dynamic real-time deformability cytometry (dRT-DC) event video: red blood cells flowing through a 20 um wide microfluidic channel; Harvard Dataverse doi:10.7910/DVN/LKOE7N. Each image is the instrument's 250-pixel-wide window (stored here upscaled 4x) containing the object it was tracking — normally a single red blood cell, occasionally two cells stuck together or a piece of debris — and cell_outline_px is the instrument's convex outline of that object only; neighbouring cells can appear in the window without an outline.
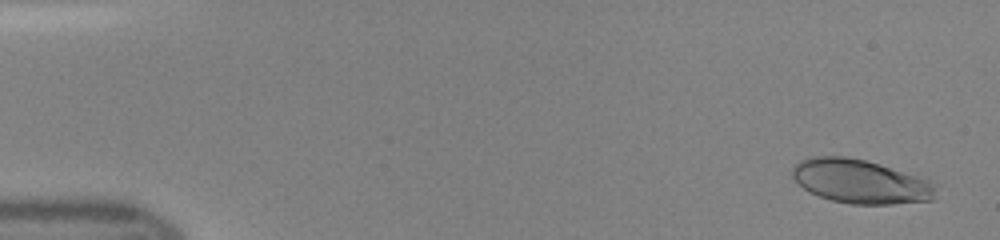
{"species": "human", "species_latin": "Homo sapiens", "temperature_condition": "room temperature", "stored_images_in_passage": 39, "camera_frame_rate_fps": 3000, "um_per_image_px": 0.085, "donor": {"sex": "female"}, "frame": {"image": 1, "passage_image": 2, "time_ms": 0.333, "image_size_px": [1000, 240], "cell_outline_px": [[932, 200], [892, 204], [852, 204], [832, 200], [820, 196], [804, 188], [792, 176], [792, 168], [800, 160], [816, 156], [844, 156], [864, 160], [916, 176], [928, 180], [932, 188]], "centroid_in_image_um": [73.06, 15.42], "position_along_channel_um": 11.9, "area_um2": 35.66}}
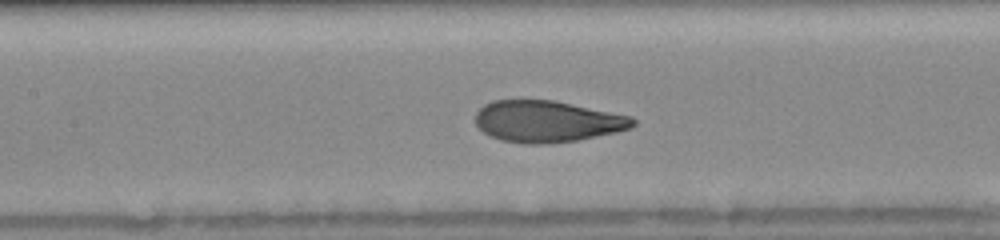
{"frame": {"image": 2, "passage_image": 22, "time_ms": 7.0, "image_size_px": [1000, 240], "cell_outline_px": [[636, 124], [632, 128], [616, 132], [576, 140], [548, 144], [528, 144], [500, 140], [484, 132], [476, 124], [476, 112], [484, 104], [492, 100], [556, 100], [632, 116], [636, 120]], "centroid_in_image_um": [46.54, 10.31], "position_along_channel_um": 160.9, "area_um2": 38.26}}
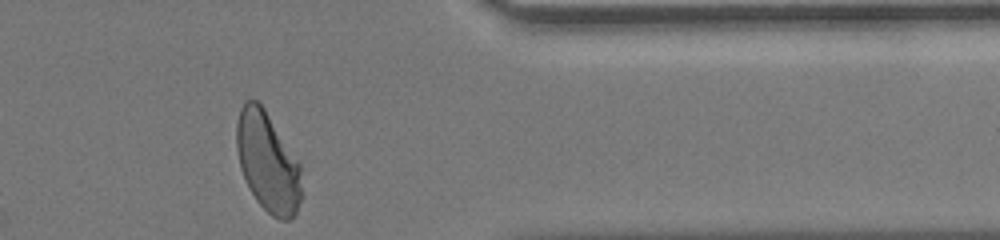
{"frame": {"image": 3, "passage_image": 39, "time_ms": 12.667, "image_size_px": [1000, 240], "cell_outline_px": [[304, 196], [296, 212], [288, 220], [280, 220], [272, 216], [256, 200], [240, 168], [236, 148], [236, 124], [240, 108], [244, 100], [256, 100], [264, 108], [300, 160]], "centroid_in_image_um": [22.8, 13.77], "position_along_channel_um": 388.6, "area_um2": 38.44}}